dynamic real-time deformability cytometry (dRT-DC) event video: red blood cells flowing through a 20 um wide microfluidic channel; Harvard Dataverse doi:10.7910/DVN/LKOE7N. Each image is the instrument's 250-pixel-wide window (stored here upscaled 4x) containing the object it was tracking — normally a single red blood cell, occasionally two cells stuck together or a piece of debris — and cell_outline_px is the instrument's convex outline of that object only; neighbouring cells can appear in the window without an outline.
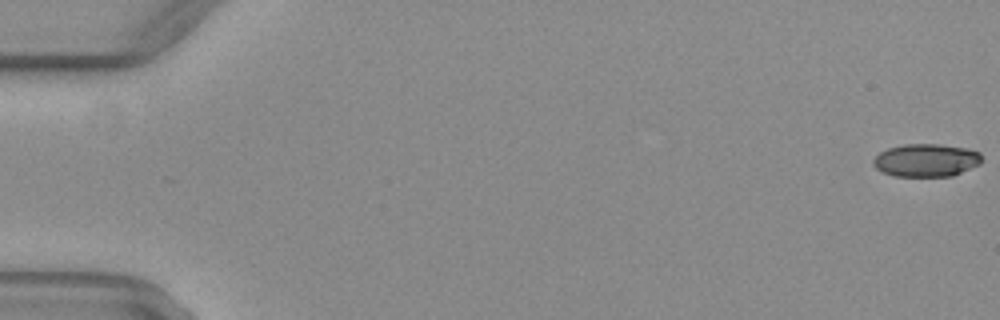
{"species": "common noctule bat (a hibernating species)", "species_latin": "Nyctalus noctula", "temperature_condition": "warm", "stored_images_in_passage": 53, "camera_frame_rate_fps": 3000, "um_per_image_px": 0.085, "animal": {"sex": "female", "body_mass_g": 29.2, "forearm_length_mm": 56.3}, "frame": {"image": 1, "passage_image": 1, "time_ms": 0.0, "image_size_px": [1000, 320], "cell_outline_px": [[980, 164], [952, 176], [892, 176], [880, 172], [872, 164], [872, 160], [880, 152], [888, 148], [904, 144], [940, 144], [968, 148], [980, 152]], "centroid_in_image_um": [78.69, 13.62], "position_along_channel_um": 6.3, "area_um2": 20.92}}
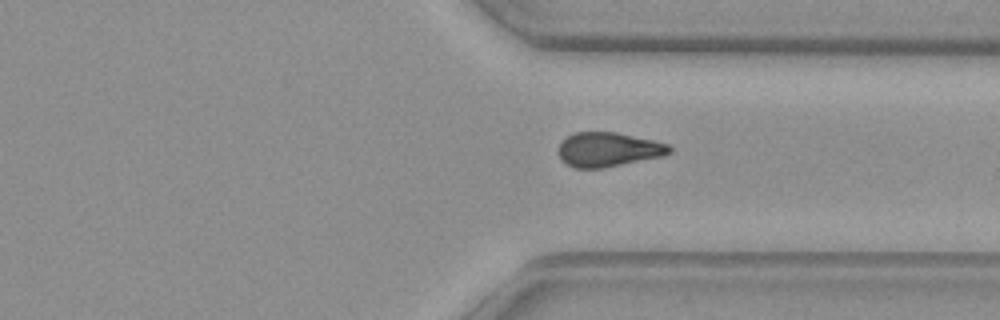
{"frame": {"image": 2, "passage_image": 40, "time_ms": 13.0, "image_size_px": [1000, 320], "cell_outline_px": [[672, 152], [664, 156], [604, 168], [576, 168], [560, 160], [560, 144], [568, 136], [576, 132], [616, 132], [652, 140], [668, 144], [672, 148]], "centroid_in_image_um": [51.74, 12.72], "position_along_channel_um": 359.7, "area_um2": 22.08}}
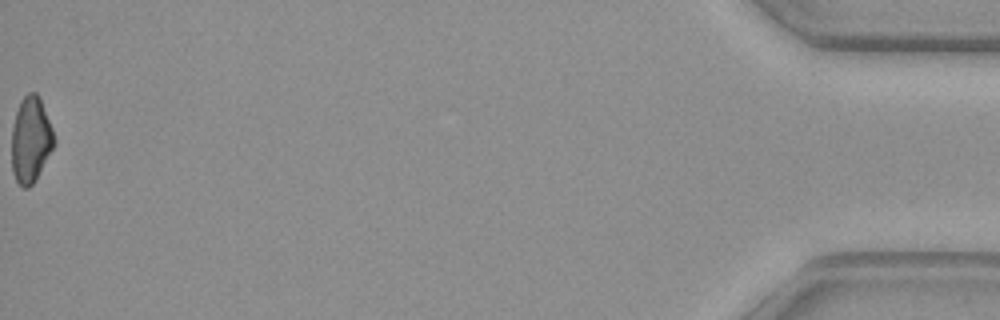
{"frame": {"image": 3, "passage_image": 53, "time_ms": 17.333, "image_size_px": [1000, 320], "cell_outline_px": [[56, 144], [36, 180], [28, 188], [24, 188], [16, 180], [12, 172], [12, 128], [16, 112], [20, 100], [28, 92], [36, 92], [40, 96], [52, 128], [56, 140]], "centroid_in_image_um": [2.63, 11.87], "position_along_channel_um": 432.6, "area_um2": 21.5}, "authors_computed_cell_mechanics": {"area_um2": 22.3108, "velocity_mm_per_s": 4.0633, "shape_relaxation_time_tau1_ms": null, "shape_relaxation_time_tau2_ms": 5.7068, "deformation_change_tau1": null, "deformation_change_tau2": 0.1478}}